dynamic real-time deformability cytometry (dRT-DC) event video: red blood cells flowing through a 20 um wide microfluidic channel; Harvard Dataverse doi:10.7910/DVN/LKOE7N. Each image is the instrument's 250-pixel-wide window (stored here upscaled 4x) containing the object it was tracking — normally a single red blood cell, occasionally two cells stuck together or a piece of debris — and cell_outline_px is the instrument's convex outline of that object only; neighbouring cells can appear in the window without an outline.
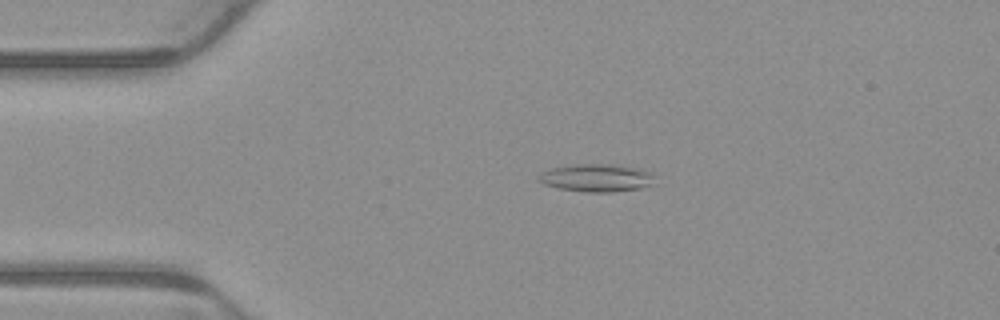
{"species": "common noctule bat (a hibernating species)", "species_latin": "Nyctalus noctula", "temperature_condition": "warm", "stored_images_in_passage": 4, "camera_frame_rate_fps": 3000, "um_per_image_px": 0.085, "animal": {"sex": "male", "body_mass_g": 23.1, "forearm_length_mm": 52.7}, "frame": {"image": 1, "passage_image": 3, "time_ms": 0.667, "image_size_px": [1000, 320], "cell_outline_px": [[656, 176], [652, 184], [636, 188], [612, 192], [588, 192], [560, 188], [544, 184], [536, 180], [536, 176], [540, 172], [552, 168], [572, 164], [612, 164], [632, 168], [648, 172]], "centroid_in_image_um": [50.62, 15.11], "position_along_channel_um": 34.4, "area_um2": 18.55}}